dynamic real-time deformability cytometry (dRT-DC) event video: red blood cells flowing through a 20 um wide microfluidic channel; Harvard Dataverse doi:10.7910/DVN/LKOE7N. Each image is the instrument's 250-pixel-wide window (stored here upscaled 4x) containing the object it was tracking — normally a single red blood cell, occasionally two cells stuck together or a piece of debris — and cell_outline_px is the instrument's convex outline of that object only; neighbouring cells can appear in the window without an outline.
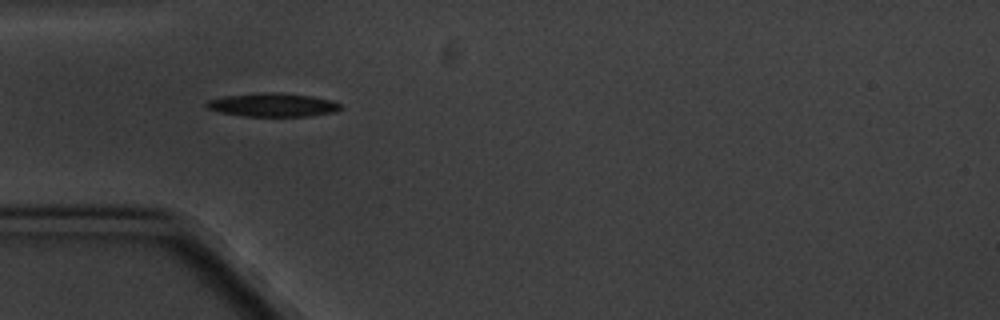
{"species": "common noctule bat (a hibernating species)", "species_latin": "Nyctalus noctula", "temperature_condition": "cold", "stored_images_in_passage": 4, "camera_frame_rate_fps": 3000, "um_per_image_px": 0.085, "animal": {"sex": "male", "body_mass_g": 20.1, "forearm_length_mm": 53.5}, "frame": {"image": 1, "passage_image": 2, "time_ms": 1.0, "image_size_px": [1000, 320], "cell_outline_px": [[340, 108], [336, 112], [308, 116], [244, 116], [220, 112], [208, 108], [204, 104], [208, 100], [224, 96], [260, 92], [280, 92], [312, 96], [332, 100], [340, 104]], "centroid_in_image_um": [23.18, 8.91], "position_along_channel_um": 61.8, "area_um2": 18.44}}